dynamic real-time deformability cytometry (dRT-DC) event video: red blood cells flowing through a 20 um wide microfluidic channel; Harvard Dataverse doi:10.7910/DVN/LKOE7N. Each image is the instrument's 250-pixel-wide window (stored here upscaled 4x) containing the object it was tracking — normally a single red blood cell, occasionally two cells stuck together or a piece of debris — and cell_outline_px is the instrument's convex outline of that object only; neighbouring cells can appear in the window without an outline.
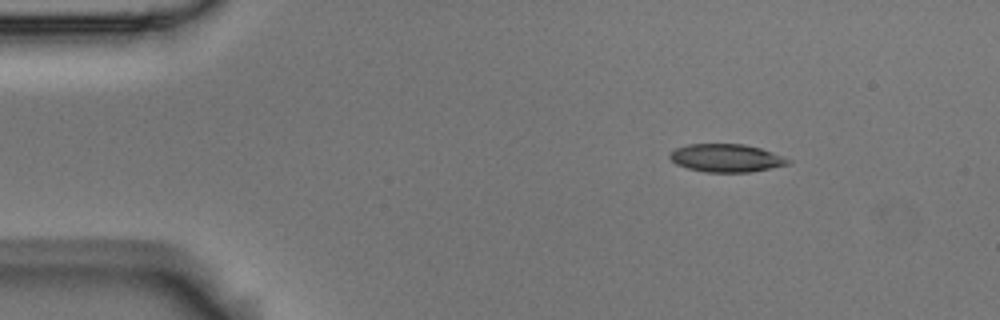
{"species": "Egyptian fruit bat (a non-hibernating species)", "species_latin": "Rousettus aegyptiacus", "temperature_condition": "room temperature", "stored_images_in_passage": 48, "camera_frame_rate_fps": 3000, "um_per_image_px": 0.085, "animal": {"sex": "male"}, "frame": {"image": 1, "passage_image": 1, "time_ms": 0.0, "image_size_px": [1000, 320], "cell_outline_px": [[792, 160], [788, 164], [752, 172], [704, 172], [688, 168], [676, 164], [668, 156], [676, 148], [688, 144], [744, 144], [760, 148], [772, 152]], "centroid_in_image_um": [61.73, 13.43], "position_along_channel_um": 23.3, "area_um2": 19.19}}
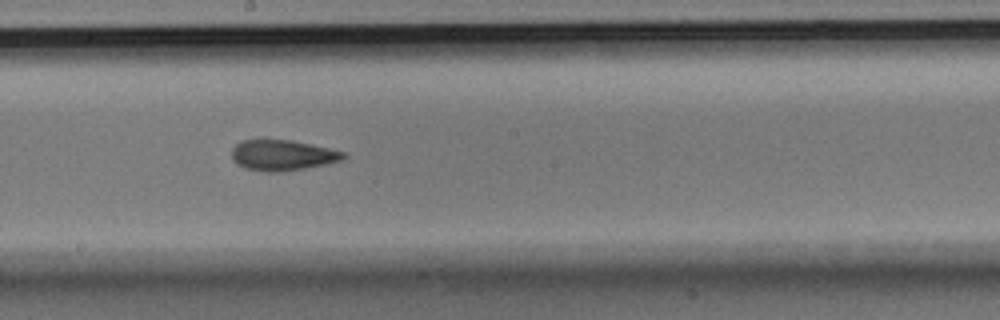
{"frame": {"image": 2, "passage_image": 23, "time_ms": 7.333, "image_size_px": [1000, 320], "cell_outline_px": [[348, 156], [340, 160], [324, 164], [304, 168], [280, 172], [268, 172], [244, 168], [236, 164], [232, 160], [232, 148], [240, 140], [292, 140], [328, 148], [344, 152]], "centroid_in_image_um": [23.96, 13.19], "position_along_channel_um": 224.2, "area_um2": 19.83}}
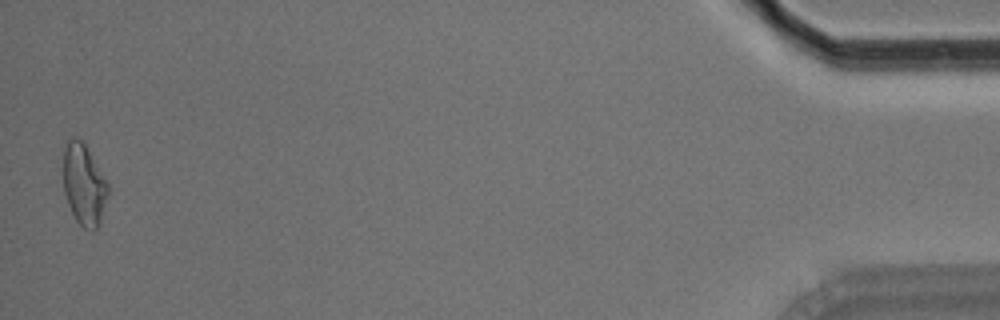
{"frame": {"image": 3, "passage_image": 47, "time_ms": 15.333, "image_size_px": [1000, 320], "cell_outline_px": [[108, 196], [100, 224], [92, 232], [84, 228], [76, 220], [68, 204], [64, 192], [64, 148], [68, 140], [72, 136], [76, 136], [84, 140], [108, 184]], "centroid_in_image_um": [7.15, 15.67], "position_along_channel_um": 428.1, "area_um2": 21.39}, "authors_computed_cell_mechanics": {"area_um2": 19.9121, "velocity_mm_per_s": 3.6997, "shape_relaxation_time_tau1_ms": 6.1997, "shape_relaxation_time_tau2_ms": 2.7315, "deformation_change_tau1": 0.1679, "deformation_change_tau2": 0.1121}}